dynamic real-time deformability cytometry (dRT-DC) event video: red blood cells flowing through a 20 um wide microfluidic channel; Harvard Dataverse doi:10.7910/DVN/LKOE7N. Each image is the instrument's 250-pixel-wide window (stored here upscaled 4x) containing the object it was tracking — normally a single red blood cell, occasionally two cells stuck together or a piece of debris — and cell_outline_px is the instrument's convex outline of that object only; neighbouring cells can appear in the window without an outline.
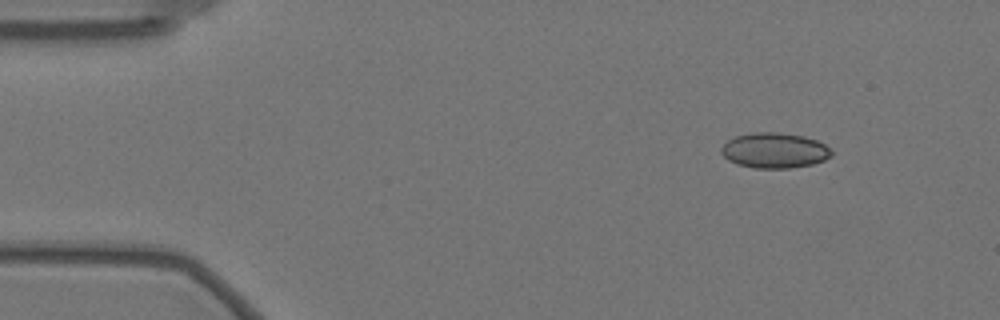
{"species": "Egyptian fruit bat (a non-hibernating species)", "species_latin": "Rousettus aegyptiacus", "temperature_condition": "warm", "stored_images_in_passage": 52, "camera_frame_rate_fps": 3000, "um_per_image_px": 0.085, "animal": {"sex": "female"}, "frame": {"image": 1, "passage_image": 1, "time_ms": 0.0, "image_size_px": [1000, 320], "cell_outline_px": [[832, 156], [824, 160], [812, 164], [788, 168], [752, 168], [736, 164], [728, 160], [720, 152], [720, 148], [728, 140], [736, 136], [752, 132], [776, 132], [804, 136], [816, 140], [824, 144], [832, 152]], "centroid_in_image_um": [65.8, 12.79], "position_along_channel_um": 19.2, "area_um2": 22.72}}
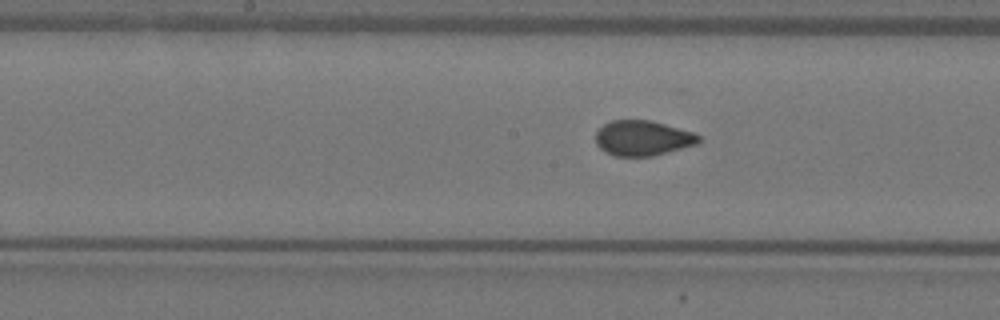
{"frame": {"image": 2, "passage_image": 23, "time_ms": 7.333, "image_size_px": [1000, 320], "cell_outline_px": [[700, 140], [696, 144], [652, 156], [616, 156], [600, 148], [596, 144], [596, 132], [604, 124], [612, 120], [648, 120], [664, 124], [692, 132], [700, 136]], "centroid_in_image_um": [54.6, 11.73], "position_along_channel_um": 193.6, "area_um2": 20.75}}
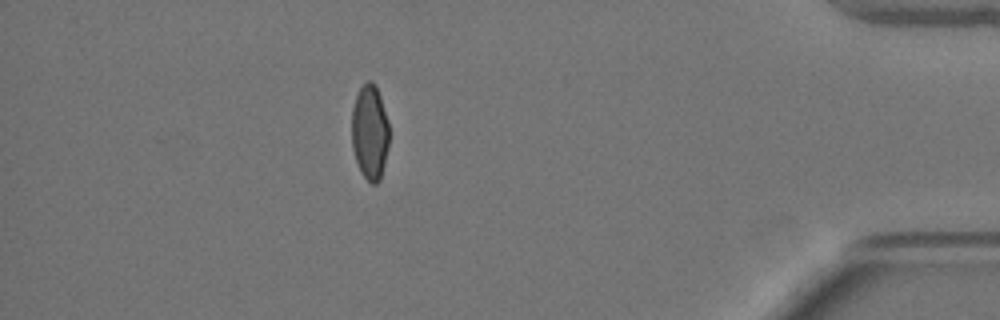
{"frame": {"image": 3, "passage_image": 45, "time_ms": 14.667, "image_size_px": [1000, 320], "cell_outline_px": [[388, 144], [384, 164], [380, 180], [376, 184], [372, 184], [360, 172], [352, 148], [352, 108], [356, 96], [360, 88], [368, 80], [372, 80], [376, 84], [388, 120]], "centroid_in_image_um": [31.43, 11.22], "position_along_channel_um": 403.8, "area_um2": 20.69}}